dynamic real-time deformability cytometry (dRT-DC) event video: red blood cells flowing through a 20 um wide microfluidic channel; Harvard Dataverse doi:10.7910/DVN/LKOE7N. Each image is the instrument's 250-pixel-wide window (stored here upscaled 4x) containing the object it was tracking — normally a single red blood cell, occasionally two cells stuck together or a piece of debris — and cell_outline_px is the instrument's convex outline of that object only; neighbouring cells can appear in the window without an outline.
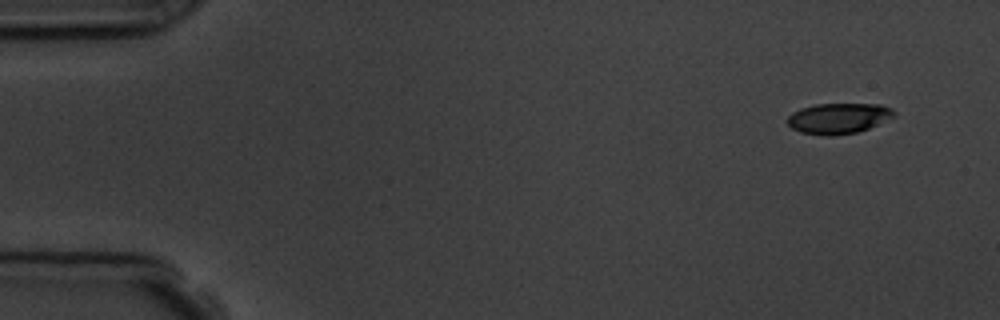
{"species": "common noctule bat (a hibernating species)", "species_latin": "Nyctalus noctula", "temperature_condition": "room temperature", "stored_images_in_passage": 5, "camera_frame_rate_fps": 3000, "um_per_image_px": 0.085, "animal": {"sex": "male", "body_mass_g": 19.5, "forearm_length_mm": 54.6}, "frame": {"image": 1, "passage_image": 1, "time_ms": 0.0, "image_size_px": [1000, 320], "cell_outline_px": [[896, 116], [868, 128], [856, 132], [828, 136], [800, 132], [792, 128], [784, 120], [792, 112], [800, 108], [816, 104], [880, 104], [892, 108], [896, 112]], "centroid_in_image_um": [71.25, 10.05], "position_along_channel_um": 13.7, "area_um2": 19.07}}
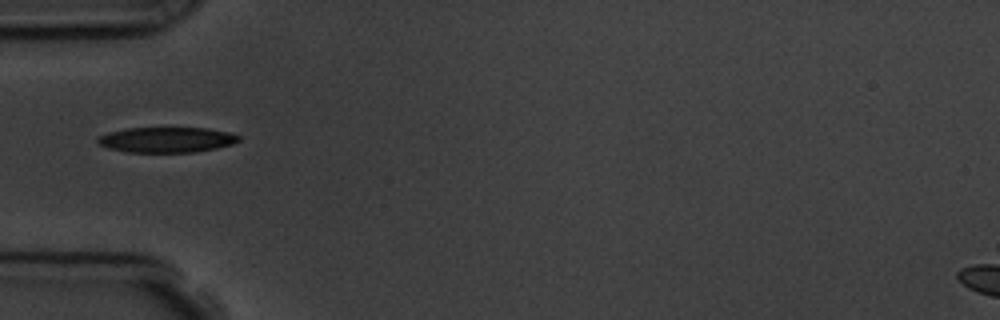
{"frame": {"image": 2, "passage_image": 5, "time_ms": 4.667, "image_size_px": [1000, 320], "cell_outline_px": [[240, 140], [232, 144], [216, 148], [196, 152], [124, 152], [108, 148], [100, 144], [96, 140], [96, 136], [108, 132], [124, 128], [208, 128], [228, 132], [240, 136]], "centroid_in_image_um": [14.12, 11.88], "position_along_channel_um": 70.9, "area_um2": 20.98}}